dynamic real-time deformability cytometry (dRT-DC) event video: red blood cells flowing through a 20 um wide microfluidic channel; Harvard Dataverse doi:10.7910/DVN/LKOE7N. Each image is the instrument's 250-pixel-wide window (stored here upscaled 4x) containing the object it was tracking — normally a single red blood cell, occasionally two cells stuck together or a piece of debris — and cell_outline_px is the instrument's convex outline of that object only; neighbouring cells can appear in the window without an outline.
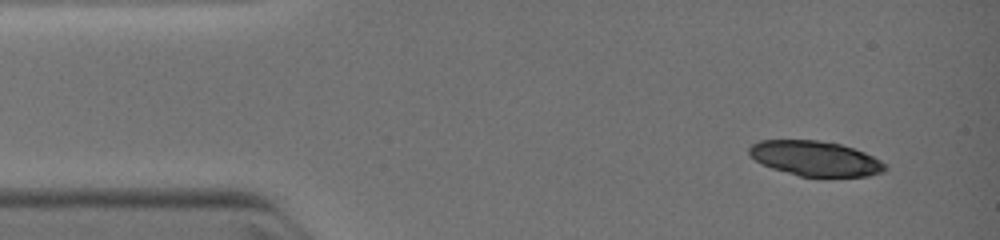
{"species": "common noctule bat (a hibernating species)", "species_latin": "Nyctalus noctula", "temperature_condition": "warm", "stored_images_in_passage": 6, "camera_frame_rate_fps": 3000, "um_per_image_px": 0.085, "animal": {"sex": "female", "body_mass_g": 19.0, "forearm_length_mm": 51.5}, "frame": {"image": 1, "passage_image": 1, "time_ms": 0.0, "image_size_px": [1000, 240], "cell_outline_px": [[884, 172], [868, 176], [800, 176], [772, 168], [756, 160], [748, 152], [748, 148], [752, 144], [760, 140], [816, 140], [840, 144], [864, 152], [880, 160], [884, 164]], "centroid_in_image_um": [69.28, 13.46], "position_along_channel_um": 15.7, "area_um2": 27.28}}